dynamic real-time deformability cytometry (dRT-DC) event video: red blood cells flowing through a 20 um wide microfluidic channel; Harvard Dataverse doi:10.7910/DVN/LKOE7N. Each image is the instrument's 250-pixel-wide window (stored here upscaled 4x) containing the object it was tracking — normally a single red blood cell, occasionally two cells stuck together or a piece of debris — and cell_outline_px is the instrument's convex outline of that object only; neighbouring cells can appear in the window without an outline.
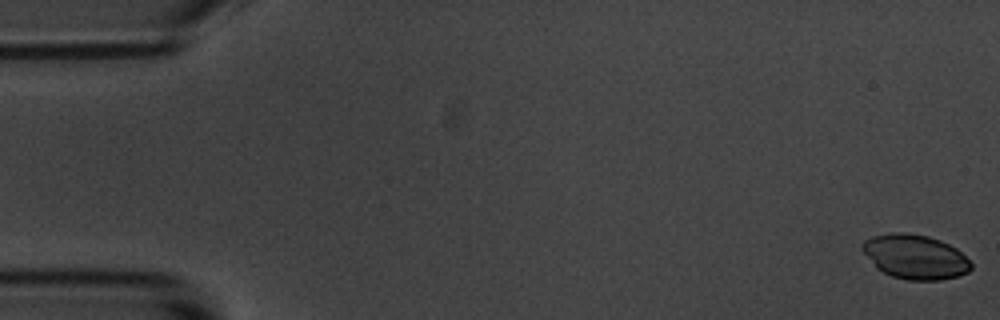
{"species": "common noctule bat (a hibernating species)", "species_latin": "Nyctalus noctula", "temperature_condition": "room temperature", "stored_images_in_passage": 6, "segment_of_instrument_passage": [2, 2], "camera_frame_rate_fps": 3000, "um_per_image_px": 0.085, "animal": {"sex": "male", "body_mass_g": 20.1, "forearm_length_mm": 53.5}, "frame": {"image": 1, "passage_image": 6, "time_ms": 6.0, "image_size_px": [1000, 320], "cell_outline_px": [[972, 268], [968, 272], [956, 276], [940, 280], [908, 280], [892, 276], [876, 268], [860, 248], [860, 244], [864, 240], [872, 236], [892, 232], [904, 232], [928, 236], [940, 240], [956, 248], [972, 264]], "centroid_in_image_um": [77.75, 21.82], "position_along_channel_um": 7.3, "area_um2": 28.15}}